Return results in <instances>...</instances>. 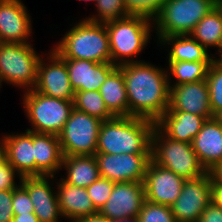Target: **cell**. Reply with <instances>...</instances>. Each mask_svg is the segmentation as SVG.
<instances>
[{
  "mask_svg": "<svg viewBox=\"0 0 222 222\" xmlns=\"http://www.w3.org/2000/svg\"><path fill=\"white\" fill-rule=\"evenodd\" d=\"M122 71L129 116L156 123L169 108L170 87L166 68L145 60L119 65Z\"/></svg>",
  "mask_w": 222,
  "mask_h": 222,
  "instance_id": "6da1fadb",
  "label": "cell"
},
{
  "mask_svg": "<svg viewBox=\"0 0 222 222\" xmlns=\"http://www.w3.org/2000/svg\"><path fill=\"white\" fill-rule=\"evenodd\" d=\"M156 123L132 116H115L102 121L96 153H151V138Z\"/></svg>",
  "mask_w": 222,
  "mask_h": 222,
  "instance_id": "7a4b0ae2",
  "label": "cell"
},
{
  "mask_svg": "<svg viewBox=\"0 0 222 222\" xmlns=\"http://www.w3.org/2000/svg\"><path fill=\"white\" fill-rule=\"evenodd\" d=\"M52 47L62 59H81L97 63L112 62L105 23L82 18Z\"/></svg>",
  "mask_w": 222,
  "mask_h": 222,
  "instance_id": "3957f363",
  "label": "cell"
},
{
  "mask_svg": "<svg viewBox=\"0 0 222 222\" xmlns=\"http://www.w3.org/2000/svg\"><path fill=\"white\" fill-rule=\"evenodd\" d=\"M105 26L109 35L110 54L114 65L143 61L137 58L150 43L151 32H154L152 20L143 16L129 15L122 19L105 22Z\"/></svg>",
  "mask_w": 222,
  "mask_h": 222,
  "instance_id": "277c9868",
  "label": "cell"
},
{
  "mask_svg": "<svg viewBox=\"0 0 222 222\" xmlns=\"http://www.w3.org/2000/svg\"><path fill=\"white\" fill-rule=\"evenodd\" d=\"M215 6L216 0H165L160 12L152 20L156 41L166 36L190 35Z\"/></svg>",
  "mask_w": 222,
  "mask_h": 222,
  "instance_id": "5b68a950",
  "label": "cell"
},
{
  "mask_svg": "<svg viewBox=\"0 0 222 222\" xmlns=\"http://www.w3.org/2000/svg\"><path fill=\"white\" fill-rule=\"evenodd\" d=\"M151 160L161 167L172 170L185 180L198 178L207 173L191 143L173 140L157 126L151 138Z\"/></svg>",
  "mask_w": 222,
  "mask_h": 222,
  "instance_id": "8992f818",
  "label": "cell"
},
{
  "mask_svg": "<svg viewBox=\"0 0 222 222\" xmlns=\"http://www.w3.org/2000/svg\"><path fill=\"white\" fill-rule=\"evenodd\" d=\"M22 104L28 131L58 135L70 117L74 102L46 96L35 89L23 91Z\"/></svg>",
  "mask_w": 222,
  "mask_h": 222,
  "instance_id": "52a82bcc",
  "label": "cell"
},
{
  "mask_svg": "<svg viewBox=\"0 0 222 222\" xmlns=\"http://www.w3.org/2000/svg\"><path fill=\"white\" fill-rule=\"evenodd\" d=\"M41 57L31 43H1L0 77L3 83L23 91L34 89Z\"/></svg>",
  "mask_w": 222,
  "mask_h": 222,
  "instance_id": "ba28073f",
  "label": "cell"
},
{
  "mask_svg": "<svg viewBox=\"0 0 222 222\" xmlns=\"http://www.w3.org/2000/svg\"><path fill=\"white\" fill-rule=\"evenodd\" d=\"M102 120L73 108L58 134L63 156L95 155Z\"/></svg>",
  "mask_w": 222,
  "mask_h": 222,
  "instance_id": "9c48e42d",
  "label": "cell"
},
{
  "mask_svg": "<svg viewBox=\"0 0 222 222\" xmlns=\"http://www.w3.org/2000/svg\"><path fill=\"white\" fill-rule=\"evenodd\" d=\"M100 177L117 182H143L151 153H96Z\"/></svg>",
  "mask_w": 222,
  "mask_h": 222,
  "instance_id": "30bf717a",
  "label": "cell"
},
{
  "mask_svg": "<svg viewBox=\"0 0 222 222\" xmlns=\"http://www.w3.org/2000/svg\"><path fill=\"white\" fill-rule=\"evenodd\" d=\"M211 203V176L207 172L198 178L184 181L181 194L170 206L177 222H198Z\"/></svg>",
  "mask_w": 222,
  "mask_h": 222,
  "instance_id": "8fae6325",
  "label": "cell"
},
{
  "mask_svg": "<svg viewBox=\"0 0 222 222\" xmlns=\"http://www.w3.org/2000/svg\"><path fill=\"white\" fill-rule=\"evenodd\" d=\"M44 55L46 58L41 57L38 64L34 89L49 97L74 101L75 91L71 86L65 61L53 49Z\"/></svg>",
  "mask_w": 222,
  "mask_h": 222,
  "instance_id": "7c38bea8",
  "label": "cell"
},
{
  "mask_svg": "<svg viewBox=\"0 0 222 222\" xmlns=\"http://www.w3.org/2000/svg\"><path fill=\"white\" fill-rule=\"evenodd\" d=\"M184 181L172 170L150 160L143 180L145 200L170 207L180 196Z\"/></svg>",
  "mask_w": 222,
  "mask_h": 222,
  "instance_id": "4fadbf2b",
  "label": "cell"
},
{
  "mask_svg": "<svg viewBox=\"0 0 222 222\" xmlns=\"http://www.w3.org/2000/svg\"><path fill=\"white\" fill-rule=\"evenodd\" d=\"M144 201L143 182H117L98 212L110 220L138 217Z\"/></svg>",
  "mask_w": 222,
  "mask_h": 222,
  "instance_id": "5bb4252c",
  "label": "cell"
},
{
  "mask_svg": "<svg viewBox=\"0 0 222 222\" xmlns=\"http://www.w3.org/2000/svg\"><path fill=\"white\" fill-rule=\"evenodd\" d=\"M55 177L25 176L21 179V185L30 196L34 214L39 222H60L59 219L63 218L57 200L56 187H52L54 180H57L54 179Z\"/></svg>",
  "mask_w": 222,
  "mask_h": 222,
  "instance_id": "9a60e30c",
  "label": "cell"
},
{
  "mask_svg": "<svg viewBox=\"0 0 222 222\" xmlns=\"http://www.w3.org/2000/svg\"><path fill=\"white\" fill-rule=\"evenodd\" d=\"M32 18L22 0H0L1 43H31Z\"/></svg>",
  "mask_w": 222,
  "mask_h": 222,
  "instance_id": "2e32d148",
  "label": "cell"
},
{
  "mask_svg": "<svg viewBox=\"0 0 222 222\" xmlns=\"http://www.w3.org/2000/svg\"><path fill=\"white\" fill-rule=\"evenodd\" d=\"M170 87L167 111H185L206 119L213 118L207 80L183 83Z\"/></svg>",
  "mask_w": 222,
  "mask_h": 222,
  "instance_id": "e0dca14e",
  "label": "cell"
},
{
  "mask_svg": "<svg viewBox=\"0 0 222 222\" xmlns=\"http://www.w3.org/2000/svg\"><path fill=\"white\" fill-rule=\"evenodd\" d=\"M73 90L99 91L107 77L118 67L112 62L97 63L81 59H63Z\"/></svg>",
  "mask_w": 222,
  "mask_h": 222,
  "instance_id": "ac0fdd59",
  "label": "cell"
},
{
  "mask_svg": "<svg viewBox=\"0 0 222 222\" xmlns=\"http://www.w3.org/2000/svg\"><path fill=\"white\" fill-rule=\"evenodd\" d=\"M3 156L22 176H35L33 131L5 134L0 138Z\"/></svg>",
  "mask_w": 222,
  "mask_h": 222,
  "instance_id": "d6986e66",
  "label": "cell"
},
{
  "mask_svg": "<svg viewBox=\"0 0 222 222\" xmlns=\"http://www.w3.org/2000/svg\"><path fill=\"white\" fill-rule=\"evenodd\" d=\"M202 166L209 172L222 161V125L216 117L207 119L192 140Z\"/></svg>",
  "mask_w": 222,
  "mask_h": 222,
  "instance_id": "ffe728a7",
  "label": "cell"
},
{
  "mask_svg": "<svg viewBox=\"0 0 222 222\" xmlns=\"http://www.w3.org/2000/svg\"><path fill=\"white\" fill-rule=\"evenodd\" d=\"M56 182L57 200L62 217L74 222L79 218L95 214V208L86 188H80L66 183L61 177Z\"/></svg>",
  "mask_w": 222,
  "mask_h": 222,
  "instance_id": "44dd1931",
  "label": "cell"
},
{
  "mask_svg": "<svg viewBox=\"0 0 222 222\" xmlns=\"http://www.w3.org/2000/svg\"><path fill=\"white\" fill-rule=\"evenodd\" d=\"M35 176H55L62 170L63 154L59 137L33 132Z\"/></svg>",
  "mask_w": 222,
  "mask_h": 222,
  "instance_id": "7402d4cb",
  "label": "cell"
},
{
  "mask_svg": "<svg viewBox=\"0 0 222 222\" xmlns=\"http://www.w3.org/2000/svg\"><path fill=\"white\" fill-rule=\"evenodd\" d=\"M207 119L185 111H166L156 126L169 138L192 143Z\"/></svg>",
  "mask_w": 222,
  "mask_h": 222,
  "instance_id": "603a6c76",
  "label": "cell"
},
{
  "mask_svg": "<svg viewBox=\"0 0 222 222\" xmlns=\"http://www.w3.org/2000/svg\"><path fill=\"white\" fill-rule=\"evenodd\" d=\"M157 44L170 47L168 50L166 49L168 51V61L212 62L216 55L206 50L191 35L161 37Z\"/></svg>",
  "mask_w": 222,
  "mask_h": 222,
  "instance_id": "cb8c5ba5",
  "label": "cell"
},
{
  "mask_svg": "<svg viewBox=\"0 0 222 222\" xmlns=\"http://www.w3.org/2000/svg\"><path fill=\"white\" fill-rule=\"evenodd\" d=\"M63 168L66 176L61 178L66 183L80 188H87L100 177L94 155L63 156Z\"/></svg>",
  "mask_w": 222,
  "mask_h": 222,
  "instance_id": "d4e9b609",
  "label": "cell"
},
{
  "mask_svg": "<svg viewBox=\"0 0 222 222\" xmlns=\"http://www.w3.org/2000/svg\"><path fill=\"white\" fill-rule=\"evenodd\" d=\"M106 107L114 116H129V103L122 71L117 67L99 89Z\"/></svg>",
  "mask_w": 222,
  "mask_h": 222,
  "instance_id": "484cf974",
  "label": "cell"
},
{
  "mask_svg": "<svg viewBox=\"0 0 222 222\" xmlns=\"http://www.w3.org/2000/svg\"><path fill=\"white\" fill-rule=\"evenodd\" d=\"M190 35L209 52L210 48L218 51L222 44V9L215 6L200 20Z\"/></svg>",
  "mask_w": 222,
  "mask_h": 222,
  "instance_id": "4316f807",
  "label": "cell"
},
{
  "mask_svg": "<svg viewBox=\"0 0 222 222\" xmlns=\"http://www.w3.org/2000/svg\"><path fill=\"white\" fill-rule=\"evenodd\" d=\"M211 63L212 62L168 61L169 66H166V70L169 86L205 80ZM173 78H175V81H172L174 80Z\"/></svg>",
  "mask_w": 222,
  "mask_h": 222,
  "instance_id": "83f0119b",
  "label": "cell"
},
{
  "mask_svg": "<svg viewBox=\"0 0 222 222\" xmlns=\"http://www.w3.org/2000/svg\"><path fill=\"white\" fill-rule=\"evenodd\" d=\"M74 108L83 111L102 121L110 120L115 116L108 110L99 91H76Z\"/></svg>",
  "mask_w": 222,
  "mask_h": 222,
  "instance_id": "f1b7e54d",
  "label": "cell"
},
{
  "mask_svg": "<svg viewBox=\"0 0 222 222\" xmlns=\"http://www.w3.org/2000/svg\"><path fill=\"white\" fill-rule=\"evenodd\" d=\"M209 101L213 116L222 112V64L214 60L209 66L207 77Z\"/></svg>",
  "mask_w": 222,
  "mask_h": 222,
  "instance_id": "f546056e",
  "label": "cell"
},
{
  "mask_svg": "<svg viewBox=\"0 0 222 222\" xmlns=\"http://www.w3.org/2000/svg\"><path fill=\"white\" fill-rule=\"evenodd\" d=\"M95 6L97 13L88 17L86 16L85 19L92 22L105 23L129 16L123 0H96Z\"/></svg>",
  "mask_w": 222,
  "mask_h": 222,
  "instance_id": "4dcf8cb0",
  "label": "cell"
},
{
  "mask_svg": "<svg viewBox=\"0 0 222 222\" xmlns=\"http://www.w3.org/2000/svg\"><path fill=\"white\" fill-rule=\"evenodd\" d=\"M165 0H123L127 14L132 16H143L153 20Z\"/></svg>",
  "mask_w": 222,
  "mask_h": 222,
  "instance_id": "1f68e13d",
  "label": "cell"
},
{
  "mask_svg": "<svg viewBox=\"0 0 222 222\" xmlns=\"http://www.w3.org/2000/svg\"><path fill=\"white\" fill-rule=\"evenodd\" d=\"M138 218L140 222H177L169 206L144 201Z\"/></svg>",
  "mask_w": 222,
  "mask_h": 222,
  "instance_id": "d6a6232c",
  "label": "cell"
},
{
  "mask_svg": "<svg viewBox=\"0 0 222 222\" xmlns=\"http://www.w3.org/2000/svg\"><path fill=\"white\" fill-rule=\"evenodd\" d=\"M115 182L110 181L107 178L99 177L90 186H88L87 192L91 198L95 208L99 211L101 207L107 202L110 197Z\"/></svg>",
  "mask_w": 222,
  "mask_h": 222,
  "instance_id": "836d02e7",
  "label": "cell"
},
{
  "mask_svg": "<svg viewBox=\"0 0 222 222\" xmlns=\"http://www.w3.org/2000/svg\"><path fill=\"white\" fill-rule=\"evenodd\" d=\"M17 177L19 179L18 185L17 182H15ZM21 179L22 176L2 155L0 157V190H14L21 184Z\"/></svg>",
  "mask_w": 222,
  "mask_h": 222,
  "instance_id": "e575fe53",
  "label": "cell"
},
{
  "mask_svg": "<svg viewBox=\"0 0 222 222\" xmlns=\"http://www.w3.org/2000/svg\"><path fill=\"white\" fill-rule=\"evenodd\" d=\"M12 208L14 215L34 213L33 203L27 190L20 184L13 190Z\"/></svg>",
  "mask_w": 222,
  "mask_h": 222,
  "instance_id": "d590c367",
  "label": "cell"
},
{
  "mask_svg": "<svg viewBox=\"0 0 222 222\" xmlns=\"http://www.w3.org/2000/svg\"><path fill=\"white\" fill-rule=\"evenodd\" d=\"M12 198L13 190H0V222H12Z\"/></svg>",
  "mask_w": 222,
  "mask_h": 222,
  "instance_id": "8d00e7d4",
  "label": "cell"
},
{
  "mask_svg": "<svg viewBox=\"0 0 222 222\" xmlns=\"http://www.w3.org/2000/svg\"><path fill=\"white\" fill-rule=\"evenodd\" d=\"M198 222H222V208L211 202L202 212Z\"/></svg>",
  "mask_w": 222,
  "mask_h": 222,
  "instance_id": "74e56055",
  "label": "cell"
},
{
  "mask_svg": "<svg viewBox=\"0 0 222 222\" xmlns=\"http://www.w3.org/2000/svg\"><path fill=\"white\" fill-rule=\"evenodd\" d=\"M211 202L222 208V185L215 183L211 178Z\"/></svg>",
  "mask_w": 222,
  "mask_h": 222,
  "instance_id": "f35d334b",
  "label": "cell"
},
{
  "mask_svg": "<svg viewBox=\"0 0 222 222\" xmlns=\"http://www.w3.org/2000/svg\"><path fill=\"white\" fill-rule=\"evenodd\" d=\"M74 222H111V220L97 212L87 217L79 218Z\"/></svg>",
  "mask_w": 222,
  "mask_h": 222,
  "instance_id": "ab89813d",
  "label": "cell"
},
{
  "mask_svg": "<svg viewBox=\"0 0 222 222\" xmlns=\"http://www.w3.org/2000/svg\"><path fill=\"white\" fill-rule=\"evenodd\" d=\"M209 173L215 183L222 185V161L211 169Z\"/></svg>",
  "mask_w": 222,
  "mask_h": 222,
  "instance_id": "60d3db41",
  "label": "cell"
},
{
  "mask_svg": "<svg viewBox=\"0 0 222 222\" xmlns=\"http://www.w3.org/2000/svg\"><path fill=\"white\" fill-rule=\"evenodd\" d=\"M12 222H39V219L34 213H25L20 215H14Z\"/></svg>",
  "mask_w": 222,
  "mask_h": 222,
  "instance_id": "b9f144b4",
  "label": "cell"
},
{
  "mask_svg": "<svg viewBox=\"0 0 222 222\" xmlns=\"http://www.w3.org/2000/svg\"><path fill=\"white\" fill-rule=\"evenodd\" d=\"M111 222H140L138 217L124 218V219H112Z\"/></svg>",
  "mask_w": 222,
  "mask_h": 222,
  "instance_id": "7bdbcfd3",
  "label": "cell"
},
{
  "mask_svg": "<svg viewBox=\"0 0 222 222\" xmlns=\"http://www.w3.org/2000/svg\"><path fill=\"white\" fill-rule=\"evenodd\" d=\"M215 52H217L219 56L218 57L217 56L213 57V60L217 63L222 64V44H221V47L219 48V50L215 51Z\"/></svg>",
  "mask_w": 222,
  "mask_h": 222,
  "instance_id": "ee69618b",
  "label": "cell"
},
{
  "mask_svg": "<svg viewBox=\"0 0 222 222\" xmlns=\"http://www.w3.org/2000/svg\"><path fill=\"white\" fill-rule=\"evenodd\" d=\"M216 118L219 120V122H220L221 125H222V112H220V113L216 116Z\"/></svg>",
  "mask_w": 222,
  "mask_h": 222,
  "instance_id": "f6af8a7d",
  "label": "cell"
},
{
  "mask_svg": "<svg viewBox=\"0 0 222 222\" xmlns=\"http://www.w3.org/2000/svg\"><path fill=\"white\" fill-rule=\"evenodd\" d=\"M3 155V148H2V144H1V141H0V157Z\"/></svg>",
  "mask_w": 222,
  "mask_h": 222,
  "instance_id": "bcb514c9",
  "label": "cell"
},
{
  "mask_svg": "<svg viewBox=\"0 0 222 222\" xmlns=\"http://www.w3.org/2000/svg\"><path fill=\"white\" fill-rule=\"evenodd\" d=\"M217 5L222 9V0H219V1L217 2Z\"/></svg>",
  "mask_w": 222,
  "mask_h": 222,
  "instance_id": "7dc6e473",
  "label": "cell"
},
{
  "mask_svg": "<svg viewBox=\"0 0 222 222\" xmlns=\"http://www.w3.org/2000/svg\"><path fill=\"white\" fill-rule=\"evenodd\" d=\"M79 1H80V0H79ZM81 1H84V2H87V3H88V2H92V1H93V2H94V4H95V2H96V0H81Z\"/></svg>",
  "mask_w": 222,
  "mask_h": 222,
  "instance_id": "c3c4849f",
  "label": "cell"
},
{
  "mask_svg": "<svg viewBox=\"0 0 222 222\" xmlns=\"http://www.w3.org/2000/svg\"><path fill=\"white\" fill-rule=\"evenodd\" d=\"M3 81H2V79H1V77H0V88H2L1 86H2V83Z\"/></svg>",
  "mask_w": 222,
  "mask_h": 222,
  "instance_id": "681fc988",
  "label": "cell"
}]
</instances>
